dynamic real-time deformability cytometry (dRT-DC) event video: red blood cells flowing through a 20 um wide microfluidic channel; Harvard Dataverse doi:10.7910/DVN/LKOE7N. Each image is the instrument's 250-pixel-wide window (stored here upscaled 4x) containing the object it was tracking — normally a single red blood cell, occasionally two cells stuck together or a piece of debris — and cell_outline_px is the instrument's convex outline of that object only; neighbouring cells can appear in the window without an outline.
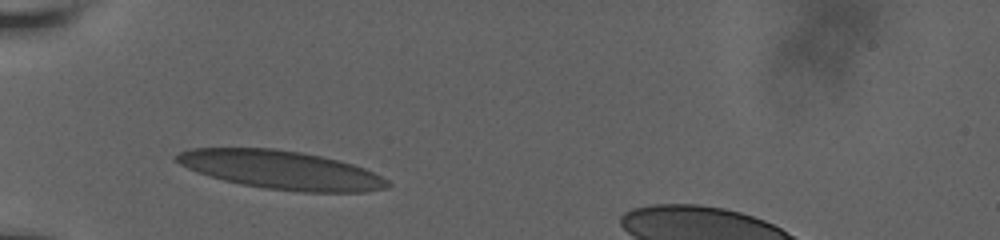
{"species": "human", "species_latin": "Homo sapiens", "temperature_condition": "room temperature", "stored_images_in_passage": 14, "camera_frame_rate_fps": 3000, "um_per_image_px": 0.085, "donor": {"sex": "male"}, "frame": {"image": 1, "passage_image": 1, "time_ms": 0.0, "image_size_px": [1000, 240], "cell_outline_px": [[392, 184], [388, 188], [364, 192], [300, 192], [264, 188], [240, 184], [208, 176], [196, 172], [180, 164], [172, 156], [180, 152], [192, 148], [276, 148], [300, 152], [320, 156], [352, 164], [364, 168], [388, 180]], "centroid_in_image_um": [23.88, 14.45], "position_along_channel_um": 61.1, "area_um2": 47.34}}
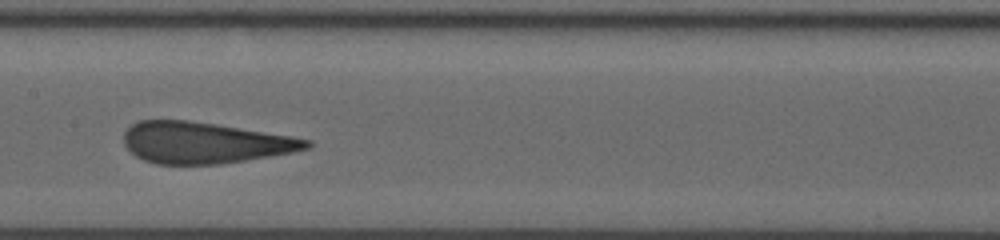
{"frame": {"image": 2, "passage_image": 7, "time_ms": 3.667, "image_size_px": [1000, 240], "cell_outline_px": [[312, 144], [308, 148], [292, 152], [220, 164], [156, 164], [144, 160], [136, 156], [124, 144], [124, 132], [132, 124], [140, 120], [188, 120], [216, 124], [292, 136], [312, 140]], "centroid_in_image_um": [17.38, 12.12], "position_along_channel_um": 190.0, "area_um2": 43.7}}
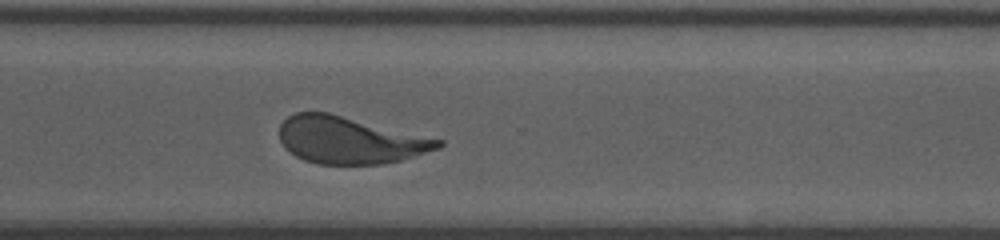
{"frame": {"image": 3, "passage_image": 14, "time_ms": 7.667, "image_size_px": [1000, 240], "cell_outline_px": [[444, 144], [440, 148], [400, 160], [380, 164], [316, 164], [304, 160], [296, 156], [284, 148], [280, 140], [280, 124], [288, 116], [296, 112], [328, 112], [444, 140]], "centroid_in_image_um": [29.71, 11.91], "position_along_channel_um": 340.9, "area_um2": 43.47}}